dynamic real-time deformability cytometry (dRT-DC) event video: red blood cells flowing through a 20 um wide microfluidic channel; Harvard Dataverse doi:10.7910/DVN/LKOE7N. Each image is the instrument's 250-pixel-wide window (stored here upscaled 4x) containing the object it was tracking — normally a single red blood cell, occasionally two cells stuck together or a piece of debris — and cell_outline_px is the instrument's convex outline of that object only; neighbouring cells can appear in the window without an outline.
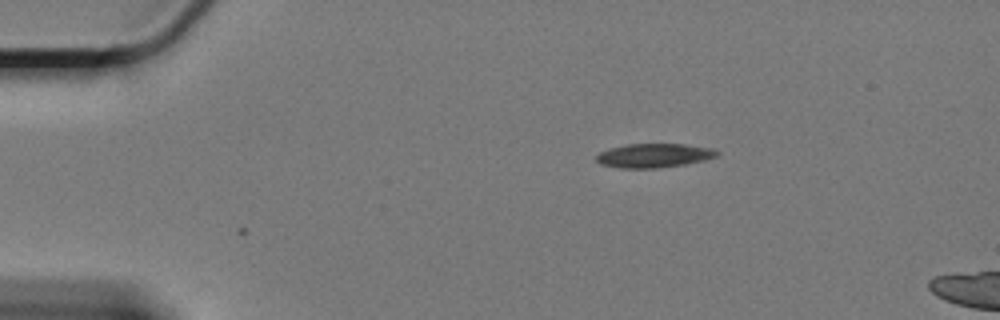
{"species": "Egyptian fruit bat (a non-hibernating species)", "species_latin": "Rousettus aegyptiacus", "temperature_condition": "cold", "stored_images_in_passage": 4, "camera_frame_rate_fps": 3000, "um_per_image_px": 0.085, "animal": {"sex": "female"}, "frame": {"image": 1, "passage_image": 4, "time_ms": 1.0, "image_size_px": [1000, 320], "cell_outline_px": [[720, 152], [716, 156], [704, 160], [684, 164], [656, 168], [620, 168], [600, 164], [596, 160], [596, 156], [600, 152], [612, 148], [628, 144], [684, 144], [712, 148]], "centroid_in_image_um": [55.59, 13.22], "position_along_channel_um": 29.4, "area_um2": 16.7}}